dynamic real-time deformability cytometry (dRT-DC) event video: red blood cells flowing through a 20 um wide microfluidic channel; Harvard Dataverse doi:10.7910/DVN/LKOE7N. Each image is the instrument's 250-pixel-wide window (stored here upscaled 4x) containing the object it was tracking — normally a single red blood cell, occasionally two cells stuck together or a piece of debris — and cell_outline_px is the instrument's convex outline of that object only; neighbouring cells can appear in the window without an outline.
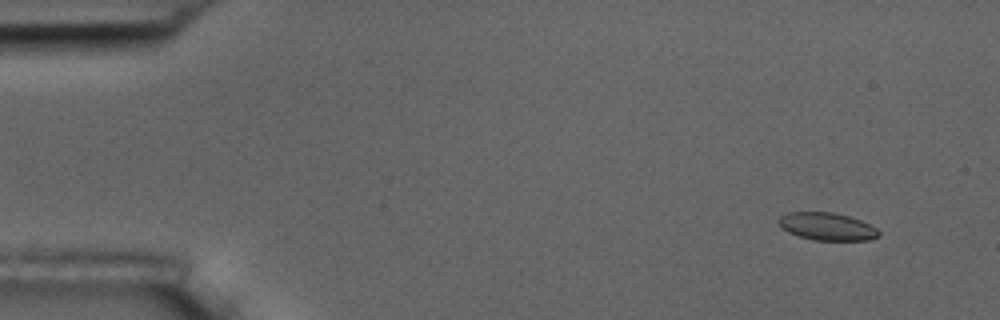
{"species": "common noctule bat (a hibernating species)", "species_latin": "Nyctalus noctula", "temperature_condition": "room temperature", "stored_images_in_passage": 15, "camera_frame_rate_fps": 3000, "um_per_image_px": 0.085, "animal": {"sex": "male", "body_mass_g": 17.5, "forearm_length_mm": 52.3}, "frame": {"image": 1, "passage_image": 5, "time_ms": 1.333, "image_size_px": [1000, 320], "cell_outline_px": [[880, 236], [872, 240], [812, 240], [788, 232], [776, 220], [780, 216], [788, 212], [832, 212], [848, 216], [860, 220], [876, 228], [880, 232]], "centroid_in_image_um": [70.31, 19.25], "position_along_channel_um": 14.7, "area_um2": 16.07}}